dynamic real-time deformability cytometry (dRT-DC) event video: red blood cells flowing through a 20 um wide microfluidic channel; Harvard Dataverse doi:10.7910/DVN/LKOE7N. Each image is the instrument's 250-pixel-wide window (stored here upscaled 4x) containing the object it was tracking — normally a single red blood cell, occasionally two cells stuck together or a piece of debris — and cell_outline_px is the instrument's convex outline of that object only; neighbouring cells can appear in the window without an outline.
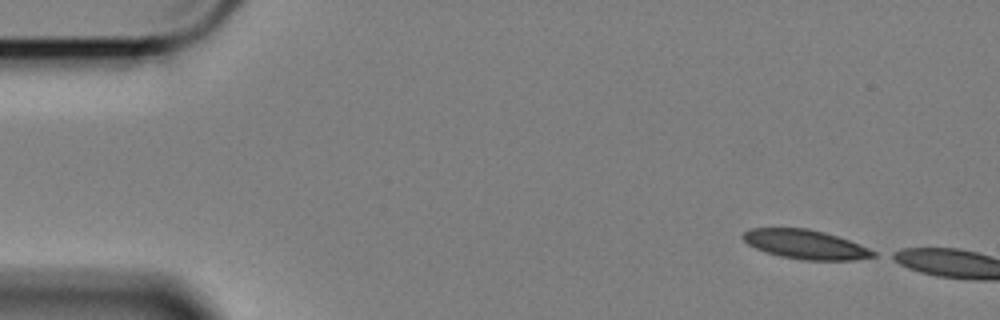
{"species": "Egyptian fruit bat (a non-hibernating species)", "species_latin": "Rousettus aegyptiacus", "temperature_condition": "cold", "stored_images_in_passage": 8, "camera_frame_rate_fps": 3000, "um_per_image_px": 0.085, "animal": {"sex": "female"}, "frame": {"image": 1, "passage_image": 1, "time_ms": 0.0, "image_size_px": [1000, 320], "cell_outline_px": [[876, 256], [856, 260], [800, 260], [780, 256], [764, 252], [748, 244], [740, 236], [744, 232], [752, 228], [808, 228], [824, 232], [860, 244], [876, 252]], "centroid_in_image_um": [68.45, 20.78], "position_along_channel_um": 16.5, "area_um2": 22.2}}